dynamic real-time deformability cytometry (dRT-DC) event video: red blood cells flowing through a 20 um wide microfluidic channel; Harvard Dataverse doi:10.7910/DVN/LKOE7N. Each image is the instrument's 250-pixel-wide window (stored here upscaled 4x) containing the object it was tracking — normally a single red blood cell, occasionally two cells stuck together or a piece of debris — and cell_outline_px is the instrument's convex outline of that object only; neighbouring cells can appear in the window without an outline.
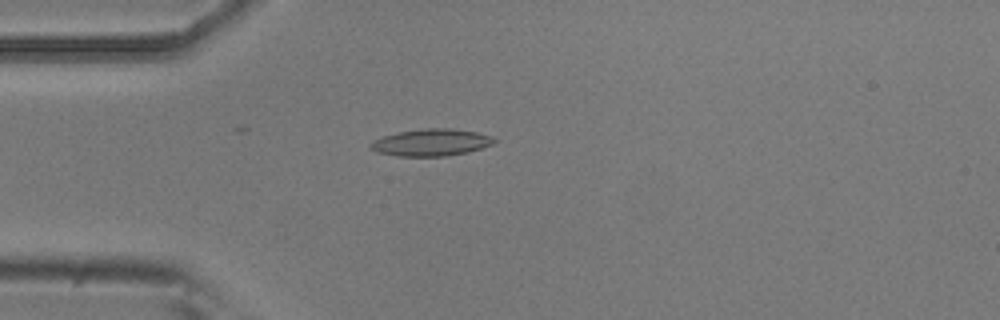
{"species": "common noctule bat (a hibernating species)", "species_latin": "Nyctalus noctula", "temperature_condition": "room temperature", "stored_images_in_passage": 5, "camera_frame_rate_fps": 3000, "um_per_image_px": 0.085, "animal": {"sex": "male", "body_mass_g": 20.5, "forearm_length_mm": 52.5}, "frame": {"image": 1, "passage_image": 5, "time_ms": 1.333, "image_size_px": [1000, 320], "cell_outline_px": [[500, 140], [492, 144], [468, 152], [448, 156], [396, 156], [376, 152], [368, 148], [368, 144], [372, 140], [384, 136], [400, 132], [424, 128], [452, 128], [476, 132], [492, 136]], "centroid_in_image_um": [36.64, 12.11], "position_along_channel_um": 48.4, "area_um2": 19.65}}